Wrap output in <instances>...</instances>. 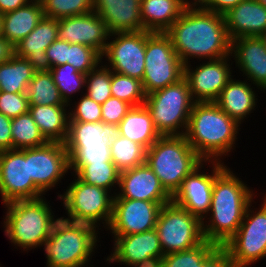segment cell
Wrapping results in <instances>:
<instances>
[{"label": "cell", "instance_id": "6da1fadb", "mask_svg": "<svg viewBox=\"0 0 266 267\" xmlns=\"http://www.w3.org/2000/svg\"><path fill=\"white\" fill-rule=\"evenodd\" d=\"M165 33L184 65L194 62L190 59L201 62L231 55L224 15L200 7L185 8Z\"/></svg>", "mask_w": 266, "mask_h": 267}, {"label": "cell", "instance_id": "7a4b0ae2", "mask_svg": "<svg viewBox=\"0 0 266 267\" xmlns=\"http://www.w3.org/2000/svg\"><path fill=\"white\" fill-rule=\"evenodd\" d=\"M233 172L226 166L215 177L210 209L202 219L204 239L221 247L237 232L248 205L258 194Z\"/></svg>", "mask_w": 266, "mask_h": 267}, {"label": "cell", "instance_id": "3957f363", "mask_svg": "<svg viewBox=\"0 0 266 267\" xmlns=\"http://www.w3.org/2000/svg\"><path fill=\"white\" fill-rule=\"evenodd\" d=\"M240 127L215 102H195L184 136L203 161L223 162L237 145Z\"/></svg>", "mask_w": 266, "mask_h": 267}, {"label": "cell", "instance_id": "277c9868", "mask_svg": "<svg viewBox=\"0 0 266 267\" xmlns=\"http://www.w3.org/2000/svg\"><path fill=\"white\" fill-rule=\"evenodd\" d=\"M50 202L43 196L31 200H18L4 204L3 230L15 249L21 251L43 248L55 222L59 219ZM55 217V218H54ZM57 217V218H56ZM19 247V248H17Z\"/></svg>", "mask_w": 266, "mask_h": 267}, {"label": "cell", "instance_id": "5b68a950", "mask_svg": "<svg viewBox=\"0 0 266 267\" xmlns=\"http://www.w3.org/2000/svg\"><path fill=\"white\" fill-rule=\"evenodd\" d=\"M99 230L93 225L72 222L60 217L43 245L46 266L94 267L89 262L96 253L95 249L99 247Z\"/></svg>", "mask_w": 266, "mask_h": 267}, {"label": "cell", "instance_id": "8992f818", "mask_svg": "<svg viewBox=\"0 0 266 267\" xmlns=\"http://www.w3.org/2000/svg\"><path fill=\"white\" fill-rule=\"evenodd\" d=\"M202 162L184 135L160 136L146 151V163L172 197Z\"/></svg>", "mask_w": 266, "mask_h": 267}, {"label": "cell", "instance_id": "52a82bcc", "mask_svg": "<svg viewBox=\"0 0 266 267\" xmlns=\"http://www.w3.org/2000/svg\"><path fill=\"white\" fill-rule=\"evenodd\" d=\"M194 103L183 77L177 83L147 94L144 105L160 136H180L186 132Z\"/></svg>", "mask_w": 266, "mask_h": 267}, {"label": "cell", "instance_id": "ba28073f", "mask_svg": "<svg viewBox=\"0 0 266 267\" xmlns=\"http://www.w3.org/2000/svg\"><path fill=\"white\" fill-rule=\"evenodd\" d=\"M73 181L66 191L57 193L56 200L63 204L66 215L62 218L79 223H87L98 229L106 228L112 218L114 195L109 190L95 185H89L72 174ZM101 224L103 227L101 228ZM100 227V228H99Z\"/></svg>", "mask_w": 266, "mask_h": 267}, {"label": "cell", "instance_id": "9c48e42d", "mask_svg": "<svg viewBox=\"0 0 266 267\" xmlns=\"http://www.w3.org/2000/svg\"><path fill=\"white\" fill-rule=\"evenodd\" d=\"M184 77V64L166 33L146 31L145 69L142 86L145 94L153 93Z\"/></svg>", "mask_w": 266, "mask_h": 267}, {"label": "cell", "instance_id": "30bf717a", "mask_svg": "<svg viewBox=\"0 0 266 267\" xmlns=\"http://www.w3.org/2000/svg\"><path fill=\"white\" fill-rule=\"evenodd\" d=\"M262 199L259 208L254 200L248 205L237 232L222 246L233 267H252L266 257V194Z\"/></svg>", "mask_w": 266, "mask_h": 267}, {"label": "cell", "instance_id": "8fae6325", "mask_svg": "<svg viewBox=\"0 0 266 267\" xmlns=\"http://www.w3.org/2000/svg\"><path fill=\"white\" fill-rule=\"evenodd\" d=\"M155 229L164 255L191 249L205 240L202 220L173 201L161 207Z\"/></svg>", "mask_w": 266, "mask_h": 267}, {"label": "cell", "instance_id": "7c38bea8", "mask_svg": "<svg viewBox=\"0 0 266 267\" xmlns=\"http://www.w3.org/2000/svg\"><path fill=\"white\" fill-rule=\"evenodd\" d=\"M145 50L146 30L111 33L102 54V63L115 73L142 81L145 69Z\"/></svg>", "mask_w": 266, "mask_h": 267}, {"label": "cell", "instance_id": "4fadbf2b", "mask_svg": "<svg viewBox=\"0 0 266 267\" xmlns=\"http://www.w3.org/2000/svg\"><path fill=\"white\" fill-rule=\"evenodd\" d=\"M0 196L3 205L45 196L29 176L28 148L0 152Z\"/></svg>", "mask_w": 266, "mask_h": 267}, {"label": "cell", "instance_id": "5bb4252c", "mask_svg": "<svg viewBox=\"0 0 266 267\" xmlns=\"http://www.w3.org/2000/svg\"><path fill=\"white\" fill-rule=\"evenodd\" d=\"M29 176L45 195L69 174L70 162L66 146L61 142H47L40 147L28 148Z\"/></svg>", "mask_w": 266, "mask_h": 267}, {"label": "cell", "instance_id": "9a60e30c", "mask_svg": "<svg viewBox=\"0 0 266 267\" xmlns=\"http://www.w3.org/2000/svg\"><path fill=\"white\" fill-rule=\"evenodd\" d=\"M231 55L202 61L198 66L184 65V78L189 85L194 102H215L228 81L234 77ZM231 61V64H230Z\"/></svg>", "mask_w": 266, "mask_h": 267}, {"label": "cell", "instance_id": "2e32d148", "mask_svg": "<svg viewBox=\"0 0 266 267\" xmlns=\"http://www.w3.org/2000/svg\"><path fill=\"white\" fill-rule=\"evenodd\" d=\"M204 164H209L206 170L211 168V173ZM226 166L224 162L203 161L183 180L172 201L202 220L210 209L214 179Z\"/></svg>", "mask_w": 266, "mask_h": 267}, {"label": "cell", "instance_id": "e0dca14e", "mask_svg": "<svg viewBox=\"0 0 266 267\" xmlns=\"http://www.w3.org/2000/svg\"><path fill=\"white\" fill-rule=\"evenodd\" d=\"M162 206L159 202L114 198L112 218L106 231L111 235H129L152 230Z\"/></svg>", "mask_w": 266, "mask_h": 267}, {"label": "cell", "instance_id": "ac0fdd59", "mask_svg": "<svg viewBox=\"0 0 266 267\" xmlns=\"http://www.w3.org/2000/svg\"><path fill=\"white\" fill-rule=\"evenodd\" d=\"M109 35L105 22L94 11L58 19L59 40L90 46L101 55L105 51Z\"/></svg>", "mask_w": 266, "mask_h": 267}, {"label": "cell", "instance_id": "d6986e66", "mask_svg": "<svg viewBox=\"0 0 266 267\" xmlns=\"http://www.w3.org/2000/svg\"><path fill=\"white\" fill-rule=\"evenodd\" d=\"M118 187L114 198L159 202L162 205L172 201V196L147 163L120 172Z\"/></svg>", "mask_w": 266, "mask_h": 267}, {"label": "cell", "instance_id": "ffe728a7", "mask_svg": "<svg viewBox=\"0 0 266 267\" xmlns=\"http://www.w3.org/2000/svg\"><path fill=\"white\" fill-rule=\"evenodd\" d=\"M111 254L105 257L107 264L119 263L126 267L149 257H163V250L156 229L138 234L111 235Z\"/></svg>", "mask_w": 266, "mask_h": 267}, {"label": "cell", "instance_id": "44dd1931", "mask_svg": "<svg viewBox=\"0 0 266 267\" xmlns=\"http://www.w3.org/2000/svg\"><path fill=\"white\" fill-rule=\"evenodd\" d=\"M231 57L248 82L266 90V46L259 37H240L231 41Z\"/></svg>", "mask_w": 266, "mask_h": 267}, {"label": "cell", "instance_id": "7402d4cb", "mask_svg": "<svg viewBox=\"0 0 266 267\" xmlns=\"http://www.w3.org/2000/svg\"><path fill=\"white\" fill-rule=\"evenodd\" d=\"M58 39V19L44 16L35 29L15 46V55L26 58L36 72L50 71L46 49Z\"/></svg>", "mask_w": 266, "mask_h": 267}, {"label": "cell", "instance_id": "603a6c76", "mask_svg": "<svg viewBox=\"0 0 266 267\" xmlns=\"http://www.w3.org/2000/svg\"><path fill=\"white\" fill-rule=\"evenodd\" d=\"M93 11L105 22L110 34L144 30L141 0H93Z\"/></svg>", "mask_w": 266, "mask_h": 267}, {"label": "cell", "instance_id": "cb8c5ba5", "mask_svg": "<svg viewBox=\"0 0 266 267\" xmlns=\"http://www.w3.org/2000/svg\"><path fill=\"white\" fill-rule=\"evenodd\" d=\"M230 40L259 37L266 30V7L257 0H243L224 14Z\"/></svg>", "mask_w": 266, "mask_h": 267}, {"label": "cell", "instance_id": "d4e9b609", "mask_svg": "<svg viewBox=\"0 0 266 267\" xmlns=\"http://www.w3.org/2000/svg\"><path fill=\"white\" fill-rule=\"evenodd\" d=\"M255 85L236 78H231L227 85L222 89L219 97L215 103L224 111L229 117L235 119L240 125L244 123L245 119L249 118L251 113L256 110L257 94L255 88L262 91ZM254 89V90H253Z\"/></svg>", "mask_w": 266, "mask_h": 267}, {"label": "cell", "instance_id": "484cf974", "mask_svg": "<svg viewBox=\"0 0 266 267\" xmlns=\"http://www.w3.org/2000/svg\"><path fill=\"white\" fill-rule=\"evenodd\" d=\"M28 112L48 142H66L69 133L68 105H29Z\"/></svg>", "mask_w": 266, "mask_h": 267}, {"label": "cell", "instance_id": "4316f807", "mask_svg": "<svg viewBox=\"0 0 266 267\" xmlns=\"http://www.w3.org/2000/svg\"><path fill=\"white\" fill-rule=\"evenodd\" d=\"M2 37L14 46L29 35L44 17L40 0L2 14Z\"/></svg>", "mask_w": 266, "mask_h": 267}, {"label": "cell", "instance_id": "83f0119b", "mask_svg": "<svg viewBox=\"0 0 266 267\" xmlns=\"http://www.w3.org/2000/svg\"><path fill=\"white\" fill-rule=\"evenodd\" d=\"M186 7L179 0H141L144 30L165 33Z\"/></svg>", "mask_w": 266, "mask_h": 267}, {"label": "cell", "instance_id": "f1b7e54d", "mask_svg": "<svg viewBox=\"0 0 266 267\" xmlns=\"http://www.w3.org/2000/svg\"><path fill=\"white\" fill-rule=\"evenodd\" d=\"M118 127L120 136L141 144L146 149L160 137L145 105L132 107Z\"/></svg>", "mask_w": 266, "mask_h": 267}, {"label": "cell", "instance_id": "f546056e", "mask_svg": "<svg viewBox=\"0 0 266 267\" xmlns=\"http://www.w3.org/2000/svg\"><path fill=\"white\" fill-rule=\"evenodd\" d=\"M35 72L26 58L14 55L9 61L0 64V91L26 93Z\"/></svg>", "mask_w": 266, "mask_h": 267}, {"label": "cell", "instance_id": "4dcf8cb0", "mask_svg": "<svg viewBox=\"0 0 266 267\" xmlns=\"http://www.w3.org/2000/svg\"><path fill=\"white\" fill-rule=\"evenodd\" d=\"M120 135L119 127L100 122L69 121V133L64 144L111 142Z\"/></svg>", "mask_w": 266, "mask_h": 267}, {"label": "cell", "instance_id": "1f68e13d", "mask_svg": "<svg viewBox=\"0 0 266 267\" xmlns=\"http://www.w3.org/2000/svg\"><path fill=\"white\" fill-rule=\"evenodd\" d=\"M71 174H74L89 185L102 187L116 194L119 185L120 171L113 162L103 164H70ZM116 188V189H115Z\"/></svg>", "mask_w": 266, "mask_h": 267}, {"label": "cell", "instance_id": "d6a6232c", "mask_svg": "<svg viewBox=\"0 0 266 267\" xmlns=\"http://www.w3.org/2000/svg\"><path fill=\"white\" fill-rule=\"evenodd\" d=\"M26 95L29 105H67L50 71L35 72L27 86Z\"/></svg>", "mask_w": 266, "mask_h": 267}, {"label": "cell", "instance_id": "836d02e7", "mask_svg": "<svg viewBox=\"0 0 266 267\" xmlns=\"http://www.w3.org/2000/svg\"><path fill=\"white\" fill-rule=\"evenodd\" d=\"M146 151L141 144L120 135L110 142L111 159L120 172L146 163Z\"/></svg>", "mask_w": 266, "mask_h": 267}, {"label": "cell", "instance_id": "e575fe53", "mask_svg": "<svg viewBox=\"0 0 266 267\" xmlns=\"http://www.w3.org/2000/svg\"><path fill=\"white\" fill-rule=\"evenodd\" d=\"M11 134L13 149L40 147L48 142L29 112L12 118Z\"/></svg>", "mask_w": 266, "mask_h": 267}, {"label": "cell", "instance_id": "d590c367", "mask_svg": "<svg viewBox=\"0 0 266 267\" xmlns=\"http://www.w3.org/2000/svg\"><path fill=\"white\" fill-rule=\"evenodd\" d=\"M50 72L65 104L69 105L76 93H85L86 75L78 72L72 65H59L51 68Z\"/></svg>", "mask_w": 266, "mask_h": 267}, {"label": "cell", "instance_id": "8d00e7d4", "mask_svg": "<svg viewBox=\"0 0 266 267\" xmlns=\"http://www.w3.org/2000/svg\"><path fill=\"white\" fill-rule=\"evenodd\" d=\"M221 246L204 240L197 246L163 256L165 267H201Z\"/></svg>", "mask_w": 266, "mask_h": 267}, {"label": "cell", "instance_id": "74e56055", "mask_svg": "<svg viewBox=\"0 0 266 267\" xmlns=\"http://www.w3.org/2000/svg\"><path fill=\"white\" fill-rule=\"evenodd\" d=\"M70 164H103L112 162L110 143L65 144Z\"/></svg>", "mask_w": 266, "mask_h": 267}, {"label": "cell", "instance_id": "f35d334b", "mask_svg": "<svg viewBox=\"0 0 266 267\" xmlns=\"http://www.w3.org/2000/svg\"><path fill=\"white\" fill-rule=\"evenodd\" d=\"M111 94L132 107L144 105L146 94L142 81L111 71Z\"/></svg>", "mask_w": 266, "mask_h": 267}, {"label": "cell", "instance_id": "ab89813d", "mask_svg": "<svg viewBox=\"0 0 266 267\" xmlns=\"http://www.w3.org/2000/svg\"><path fill=\"white\" fill-rule=\"evenodd\" d=\"M85 94L99 104L112 96L111 70L102 62L86 75Z\"/></svg>", "mask_w": 266, "mask_h": 267}, {"label": "cell", "instance_id": "60d3db41", "mask_svg": "<svg viewBox=\"0 0 266 267\" xmlns=\"http://www.w3.org/2000/svg\"><path fill=\"white\" fill-rule=\"evenodd\" d=\"M44 16L60 19L93 11V0H40Z\"/></svg>", "mask_w": 266, "mask_h": 267}, {"label": "cell", "instance_id": "b9f144b4", "mask_svg": "<svg viewBox=\"0 0 266 267\" xmlns=\"http://www.w3.org/2000/svg\"><path fill=\"white\" fill-rule=\"evenodd\" d=\"M102 62V55L87 45L68 43L67 63L87 75Z\"/></svg>", "mask_w": 266, "mask_h": 267}, {"label": "cell", "instance_id": "7bdbcfd3", "mask_svg": "<svg viewBox=\"0 0 266 267\" xmlns=\"http://www.w3.org/2000/svg\"><path fill=\"white\" fill-rule=\"evenodd\" d=\"M78 99L77 102L74 100L68 105L69 121L100 122L102 118L101 104L95 102L85 93L80 95Z\"/></svg>", "mask_w": 266, "mask_h": 267}, {"label": "cell", "instance_id": "ee69618b", "mask_svg": "<svg viewBox=\"0 0 266 267\" xmlns=\"http://www.w3.org/2000/svg\"><path fill=\"white\" fill-rule=\"evenodd\" d=\"M29 110L26 93H9L0 91V113L9 118L18 117Z\"/></svg>", "mask_w": 266, "mask_h": 267}, {"label": "cell", "instance_id": "f6af8a7d", "mask_svg": "<svg viewBox=\"0 0 266 267\" xmlns=\"http://www.w3.org/2000/svg\"><path fill=\"white\" fill-rule=\"evenodd\" d=\"M131 108L129 103L111 96L101 104V121L118 126Z\"/></svg>", "mask_w": 266, "mask_h": 267}, {"label": "cell", "instance_id": "bcb514c9", "mask_svg": "<svg viewBox=\"0 0 266 267\" xmlns=\"http://www.w3.org/2000/svg\"><path fill=\"white\" fill-rule=\"evenodd\" d=\"M51 68L67 63L68 59V42L55 40L45 51Z\"/></svg>", "mask_w": 266, "mask_h": 267}, {"label": "cell", "instance_id": "7dc6e473", "mask_svg": "<svg viewBox=\"0 0 266 267\" xmlns=\"http://www.w3.org/2000/svg\"><path fill=\"white\" fill-rule=\"evenodd\" d=\"M243 0H204L201 9L224 15Z\"/></svg>", "mask_w": 266, "mask_h": 267}, {"label": "cell", "instance_id": "c3c4849f", "mask_svg": "<svg viewBox=\"0 0 266 267\" xmlns=\"http://www.w3.org/2000/svg\"><path fill=\"white\" fill-rule=\"evenodd\" d=\"M11 120L12 118L0 113V152L13 149Z\"/></svg>", "mask_w": 266, "mask_h": 267}, {"label": "cell", "instance_id": "681fc988", "mask_svg": "<svg viewBox=\"0 0 266 267\" xmlns=\"http://www.w3.org/2000/svg\"><path fill=\"white\" fill-rule=\"evenodd\" d=\"M201 267H233L227 251L220 247Z\"/></svg>", "mask_w": 266, "mask_h": 267}, {"label": "cell", "instance_id": "f907efd6", "mask_svg": "<svg viewBox=\"0 0 266 267\" xmlns=\"http://www.w3.org/2000/svg\"><path fill=\"white\" fill-rule=\"evenodd\" d=\"M15 55V46L6 38L0 37V64L9 61Z\"/></svg>", "mask_w": 266, "mask_h": 267}, {"label": "cell", "instance_id": "816d5d0a", "mask_svg": "<svg viewBox=\"0 0 266 267\" xmlns=\"http://www.w3.org/2000/svg\"><path fill=\"white\" fill-rule=\"evenodd\" d=\"M33 0H0V14L15 11L18 8L24 7Z\"/></svg>", "mask_w": 266, "mask_h": 267}, {"label": "cell", "instance_id": "f5cc1de1", "mask_svg": "<svg viewBox=\"0 0 266 267\" xmlns=\"http://www.w3.org/2000/svg\"><path fill=\"white\" fill-rule=\"evenodd\" d=\"M163 257H149L129 267H162Z\"/></svg>", "mask_w": 266, "mask_h": 267}, {"label": "cell", "instance_id": "db71d44e", "mask_svg": "<svg viewBox=\"0 0 266 267\" xmlns=\"http://www.w3.org/2000/svg\"><path fill=\"white\" fill-rule=\"evenodd\" d=\"M186 8L201 7L204 0H179Z\"/></svg>", "mask_w": 266, "mask_h": 267}, {"label": "cell", "instance_id": "11a10c76", "mask_svg": "<svg viewBox=\"0 0 266 267\" xmlns=\"http://www.w3.org/2000/svg\"><path fill=\"white\" fill-rule=\"evenodd\" d=\"M259 38L263 41V44L266 46V30L259 36Z\"/></svg>", "mask_w": 266, "mask_h": 267}, {"label": "cell", "instance_id": "9f6ffc18", "mask_svg": "<svg viewBox=\"0 0 266 267\" xmlns=\"http://www.w3.org/2000/svg\"><path fill=\"white\" fill-rule=\"evenodd\" d=\"M2 36V16L0 14V37Z\"/></svg>", "mask_w": 266, "mask_h": 267}, {"label": "cell", "instance_id": "6f0895ef", "mask_svg": "<svg viewBox=\"0 0 266 267\" xmlns=\"http://www.w3.org/2000/svg\"><path fill=\"white\" fill-rule=\"evenodd\" d=\"M258 2H260L261 4H263L266 7V0H257Z\"/></svg>", "mask_w": 266, "mask_h": 267}]
</instances>
